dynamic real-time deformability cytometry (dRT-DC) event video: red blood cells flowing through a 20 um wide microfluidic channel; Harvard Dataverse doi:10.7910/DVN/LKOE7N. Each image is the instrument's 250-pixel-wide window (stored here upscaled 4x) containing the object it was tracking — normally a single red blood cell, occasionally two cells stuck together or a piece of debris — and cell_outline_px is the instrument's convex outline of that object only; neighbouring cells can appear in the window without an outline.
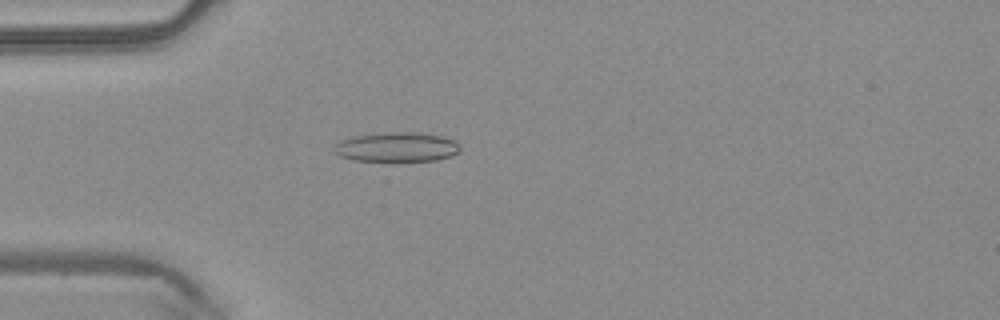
{"species": "common noctule bat (a hibernating species)", "species_latin": "Nyctalus noctula", "temperature_condition": "warm", "stored_images_in_passage": 3, "camera_frame_rate_fps": 3000, "um_per_image_px": 0.085, "animal": {"sex": "male", "body_mass_g": 20.4}, "frame": {"image": 1, "passage_image": 3, "time_ms": 0.667, "image_size_px": [1000, 320], "cell_outline_px": [[460, 152], [452, 156], [436, 160], [352, 160], [340, 156], [332, 148], [340, 140], [352, 136], [388, 132], [412, 132], [440, 136], [456, 140], [460, 144]], "centroid_in_image_um": [33.74, 12.49], "position_along_channel_um": 51.3, "area_um2": 21.56}}